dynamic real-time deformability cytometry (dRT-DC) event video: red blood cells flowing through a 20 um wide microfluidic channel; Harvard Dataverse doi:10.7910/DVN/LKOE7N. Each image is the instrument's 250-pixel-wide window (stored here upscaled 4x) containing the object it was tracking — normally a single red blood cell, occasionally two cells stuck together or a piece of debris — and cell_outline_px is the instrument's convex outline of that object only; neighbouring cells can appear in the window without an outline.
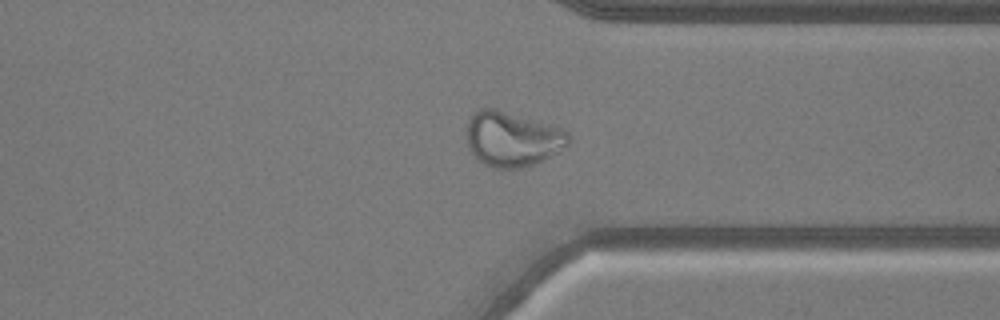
{"species": "common noctule bat (a hibernating species)", "species_latin": "Nyctalus noctula", "temperature_condition": "warm", "stored_images_in_passage": 50, "camera_frame_rate_fps": 3000, "um_per_image_px": 0.085, "animal": {"sex": "male", "body_mass_g": 20.5, "forearm_length_mm": 52.5}, "frame": {"image": 1, "passage_image": 38, "time_ms": 12.333, "image_size_px": [1000, 320], "cell_outline_px": [[572, 140], [568, 144], [556, 152], [532, 164], [520, 168], [492, 168], [484, 164], [472, 152], [468, 144], [468, 120], [472, 112], [480, 108], [496, 108], [560, 128], [568, 132]], "centroid_in_image_um": [43.53, 11.79], "position_along_channel_um": 367.9, "area_um2": 32.08}}
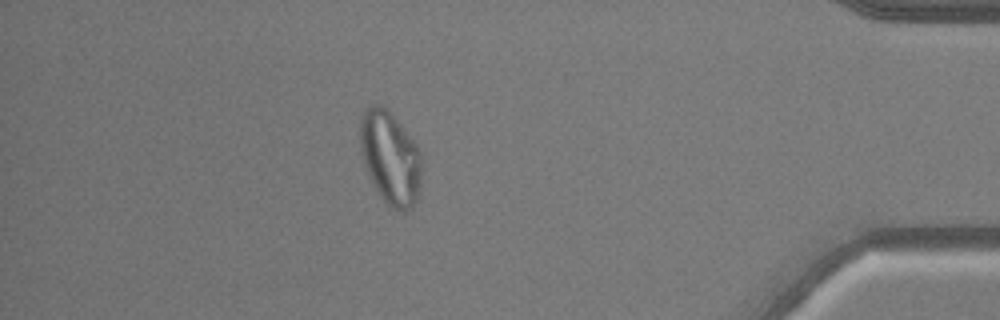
{"frame": {"image": 2, "passage_image": 44, "time_ms": 14.333, "image_size_px": [1000, 320], "cell_outline_px": [[420, 192], [412, 208], [404, 212], [396, 212], [380, 196], [372, 184], [364, 164], [360, 148], [360, 116], [364, 108], [372, 104], [380, 104], [388, 108], [416, 144], [420, 152]], "centroid_in_image_um": [33.15, 13.4], "position_along_channel_um": 402.1, "area_um2": 33.81}}